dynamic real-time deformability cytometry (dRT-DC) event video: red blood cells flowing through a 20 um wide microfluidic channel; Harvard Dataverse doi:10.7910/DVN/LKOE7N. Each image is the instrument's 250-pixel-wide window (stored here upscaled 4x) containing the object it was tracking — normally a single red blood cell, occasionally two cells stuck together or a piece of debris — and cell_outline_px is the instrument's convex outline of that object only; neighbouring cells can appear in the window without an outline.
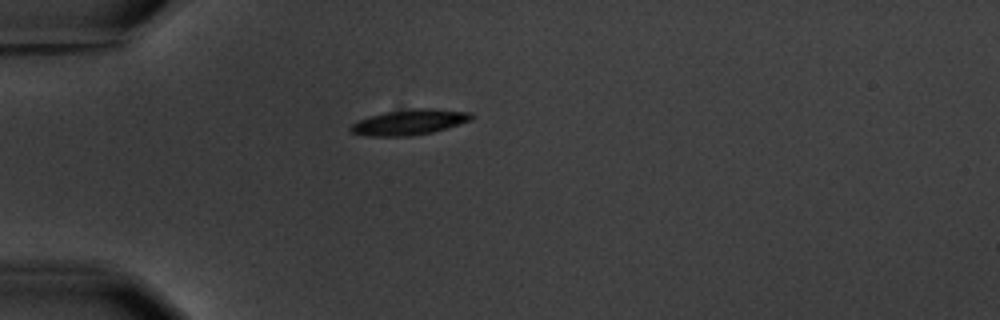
{"species": "common noctule bat (a hibernating species)", "species_latin": "Nyctalus noctula", "temperature_condition": "warm", "stored_images_in_passage": 1, "camera_frame_rate_fps": 3000, "um_per_image_px": 0.085, "animal": {"sex": "male", "body_mass_g": 20.1, "forearm_length_mm": 53.5}, "frame": {"image": 1, "passage_image": 1, "time_ms": 0.0, "image_size_px": [1000, 320], "cell_outline_px": [[476, 116], [472, 120], [432, 132], [412, 136], [368, 136], [352, 132], [348, 128], [352, 124], [368, 116], [384, 112], [412, 108], [432, 108], [472, 112]], "centroid_in_image_um": [34.84, 10.37], "position_along_channel_um": 50.2, "area_um2": 18.03}}